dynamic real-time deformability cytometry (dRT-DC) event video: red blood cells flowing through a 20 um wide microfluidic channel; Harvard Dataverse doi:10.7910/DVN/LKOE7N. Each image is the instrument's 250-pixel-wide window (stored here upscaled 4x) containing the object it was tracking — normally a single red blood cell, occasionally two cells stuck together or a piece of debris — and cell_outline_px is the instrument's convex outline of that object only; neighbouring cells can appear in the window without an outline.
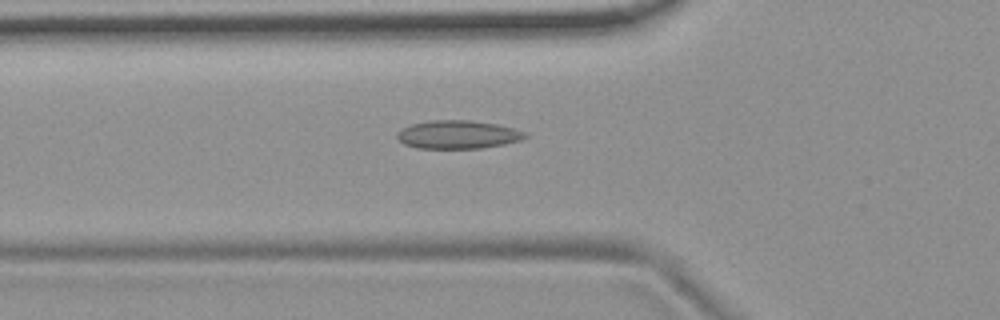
{"species": "common noctule bat (a hibernating species)", "species_latin": "Nyctalus noctula", "temperature_condition": "room temperature", "stored_images_in_passage": 54, "camera_frame_rate_fps": 3000, "um_per_image_px": 0.085, "animal": {"sex": "female", "body_mass_g": 19.9}, "frame": {"image": 1, "passage_image": 19, "time_ms": 6.0, "image_size_px": [1000, 320], "cell_outline_px": [[528, 136], [520, 140], [504, 144], [480, 148], [416, 148], [404, 144], [396, 136], [396, 132], [412, 124], [432, 120], [472, 120], [496, 124], [512, 128], [524, 132]], "centroid_in_image_um": [38.9, 11.44], "position_along_channel_um": 86.9, "area_um2": 20.92}}
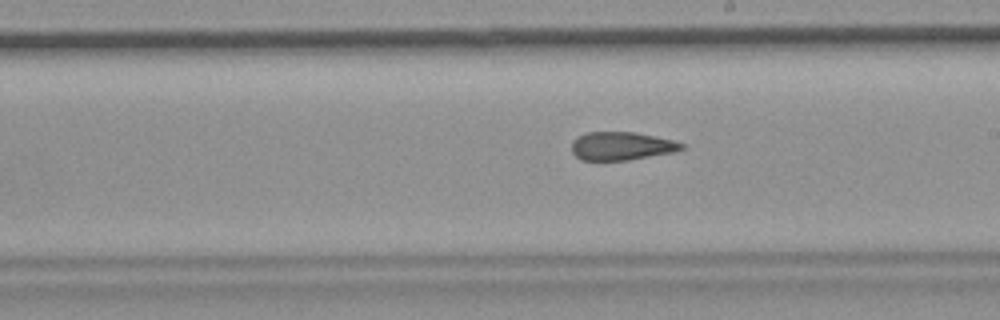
{"frame": {"image": 2, "passage_image": 31, "time_ms": 10.0, "image_size_px": [1000, 320], "cell_outline_px": [[684, 148], [676, 152], [628, 160], [580, 160], [572, 152], [572, 140], [588, 132], [632, 132], [672, 140], [684, 144]], "centroid_in_image_um": [52.82, 12.42], "position_along_channel_um": 236.2, "area_um2": 17.98}}
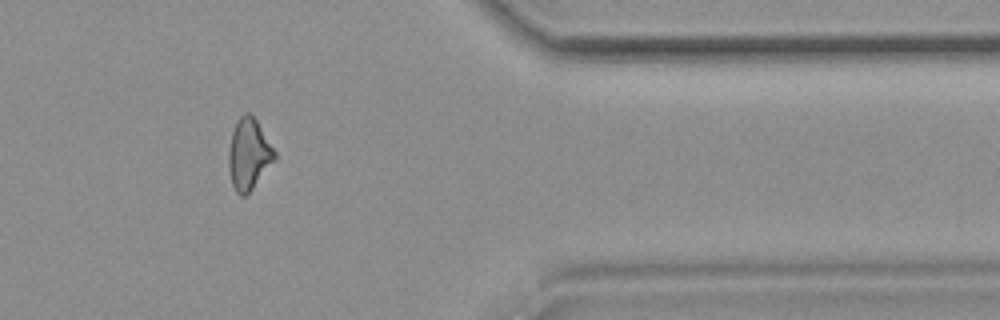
{"frame": {"image": 3, "passage_image": 45, "time_ms": 14.667, "image_size_px": [1000, 320], "cell_outline_px": [[276, 160], [252, 188], [244, 196], [240, 196], [236, 192], [232, 184], [228, 168], [228, 152], [232, 132], [236, 120], [244, 112], [248, 112], [256, 120], [276, 152]], "centroid_in_image_um": [21.14, 13.1], "position_along_channel_um": 390.3, "area_um2": 19.02}, "authors_computed_cell_mechanics": {"area_um2": 19.4208, "velocity_mm_per_s": 3.7307, "shape_relaxation_time_tau1_ms": null, "shape_relaxation_time_tau2_ms": 2.8718, "deformation_change_tau1": null, "deformation_change_tau2": 0.1132}}